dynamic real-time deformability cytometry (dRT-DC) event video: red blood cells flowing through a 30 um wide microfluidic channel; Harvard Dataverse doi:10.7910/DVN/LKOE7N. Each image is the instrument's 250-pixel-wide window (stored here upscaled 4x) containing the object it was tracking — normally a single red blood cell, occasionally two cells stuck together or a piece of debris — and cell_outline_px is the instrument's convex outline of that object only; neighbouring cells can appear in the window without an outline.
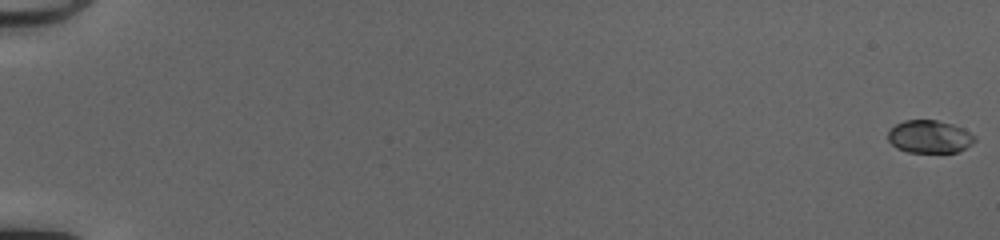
{"species": "common noctule bat (a hibernating species)", "species_latin": "Nyctalus noctula", "temperature_condition": "cold", "stored_images_in_passage": 53, "camera_frame_rate_fps": 3000, "um_per_image_px": 0.085, "animal": {"sex": "female", "body_mass_g": 20.0, "forearm_length_mm": 54.0}, "frame": {"image": 1, "passage_image": 1, "time_ms": 0.0, "image_size_px": [1000, 240], "cell_outline_px": [[976, 140], [972, 144], [956, 152], [908, 152], [896, 148], [888, 140], [888, 132], [896, 124], [904, 120], [936, 120], [952, 124], [976, 136]], "centroid_in_image_um": [78.99, 11.62], "position_along_channel_um": 6.0, "area_um2": 16.42}}
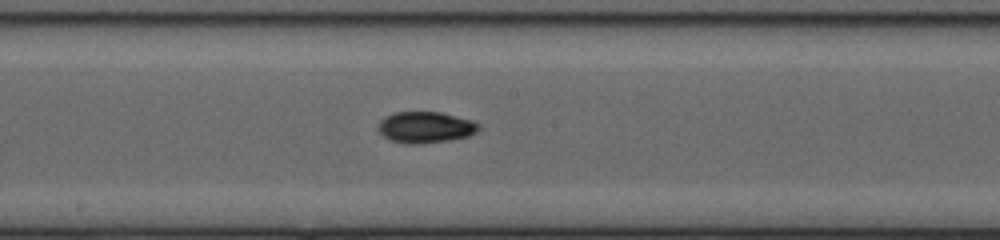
{"frame": {"image": 2, "passage_image": 31, "time_ms": 10.0, "image_size_px": [1000, 240], "cell_outline_px": [[480, 128], [476, 132], [468, 136], [448, 140], [420, 144], [408, 144], [392, 140], [384, 136], [376, 128], [380, 120], [384, 116], [396, 112], [440, 112], [472, 120], [480, 124]], "centroid_in_image_um": [36.15, 10.81], "position_along_channel_um": 212.0, "area_um2": 18.32}}
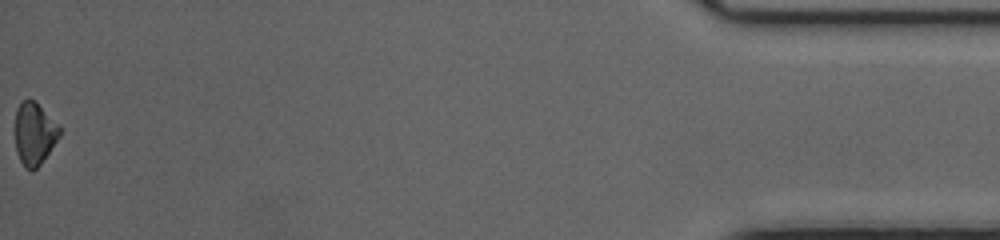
{"frame": {"image": 3, "passage_image": 53, "time_ms": 17.333, "image_size_px": [1000, 240], "cell_outline_px": [[64, 128], [60, 136], [40, 164], [32, 172], [24, 168], [16, 152], [16, 108], [28, 96], [60, 124]], "centroid_in_image_um": [2.95, 11.36], "position_along_channel_um": 432.2, "area_um2": 16.36}, "authors_computed_cell_mechanics": {"area_um2": 16.8776, "velocity_mm_per_s": 4.1648, "shape_relaxation_time_tau1_ms": 2.8736, "shape_relaxation_time_tau2_ms": 3.0222, "deformation_change_tau1": 0.1316, "deformation_change_tau2": 0.0542}}